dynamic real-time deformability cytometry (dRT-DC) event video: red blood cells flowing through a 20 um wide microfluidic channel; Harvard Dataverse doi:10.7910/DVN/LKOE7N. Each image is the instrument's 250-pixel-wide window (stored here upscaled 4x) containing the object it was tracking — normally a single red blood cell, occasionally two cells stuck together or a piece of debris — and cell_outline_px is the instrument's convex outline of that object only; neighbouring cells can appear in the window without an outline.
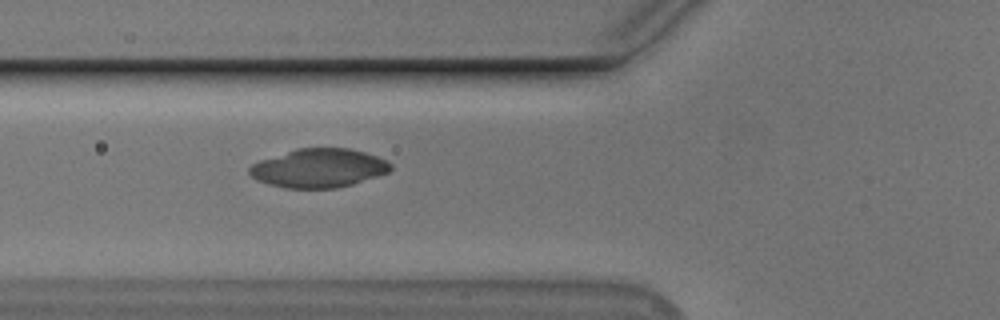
{"species": "Egyptian fruit bat (a non-hibernating species)", "species_latin": "Rousettus aegyptiacus", "temperature_condition": "cold", "stored_images_in_passage": 39, "camera_frame_rate_fps": 3000, "um_per_image_px": 0.085, "animal": {"sex": "male"}, "frame": {"image": 1, "passage_image": 8, "time_ms": 2.333, "image_size_px": [1000, 320], "cell_outline_px": [[392, 168], [388, 172], [352, 184], [336, 188], [284, 188], [268, 184], [252, 176], [248, 172], [248, 168], [252, 164], [260, 160], [296, 148], [348, 148], [364, 152], [388, 160], [392, 164]], "centroid_in_image_um": [27.09, 14.28], "position_along_channel_um": 98.7, "area_um2": 31.79}}
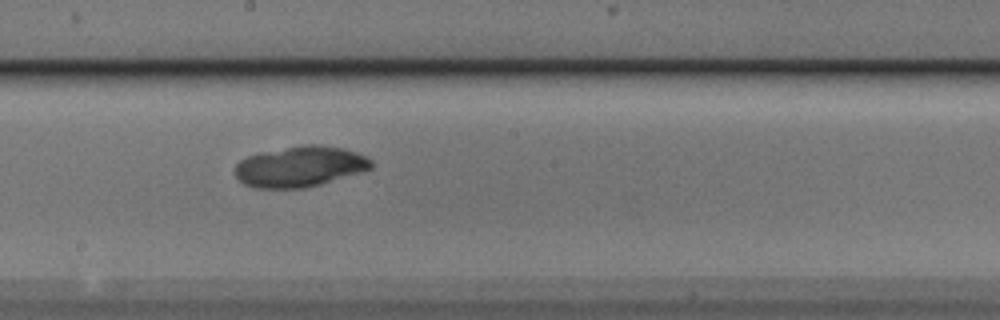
{"frame": {"image": 2, "passage_image": 18, "time_ms": 5.667, "image_size_px": [1000, 320], "cell_outline_px": [[372, 168], [360, 172], [320, 184], [304, 188], [256, 188], [244, 184], [236, 176], [236, 164], [240, 160], [248, 156], [260, 152], [304, 144], [320, 144], [344, 148], [368, 156], [372, 160]], "centroid_in_image_um": [25.51, 14.14], "position_along_channel_um": 222.7, "area_um2": 32.31}}
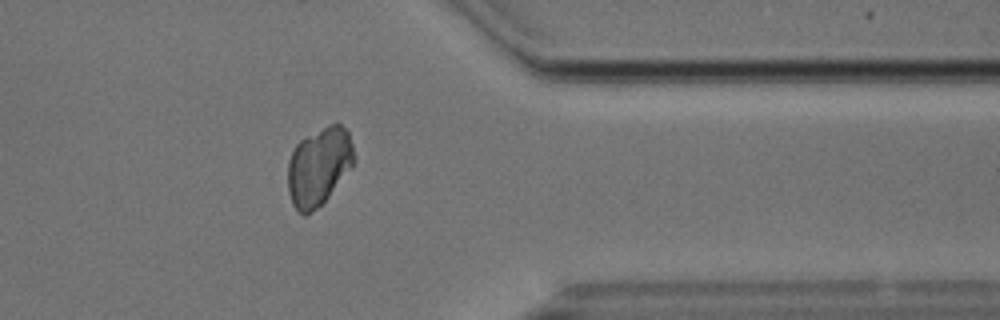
{"frame": {"image": 3, "passage_image": 32, "time_ms": 10.333, "image_size_px": [1000, 320], "cell_outline_px": [[356, 160], [328, 196], [312, 212], [304, 216], [292, 204], [288, 192], [288, 160], [296, 144], [300, 140], [328, 124], [336, 120], [348, 132], [356, 156]], "centroid_in_image_um": [27.1, 14.11], "position_along_channel_um": 384.3, "area_um2": 30.0}}